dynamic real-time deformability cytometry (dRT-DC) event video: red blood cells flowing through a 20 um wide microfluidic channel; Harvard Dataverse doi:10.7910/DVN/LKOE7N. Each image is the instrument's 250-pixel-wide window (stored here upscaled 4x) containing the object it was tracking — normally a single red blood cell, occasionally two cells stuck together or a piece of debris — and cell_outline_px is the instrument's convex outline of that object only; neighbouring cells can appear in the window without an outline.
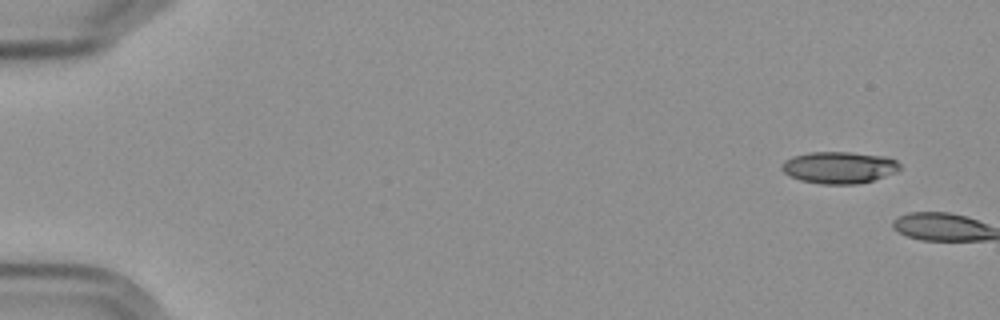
{"species": "Egyptian fruit bat (a non-hibernating species)", "species_latin": "Rousettus aegyptiacus", "temperature_condition": "cold", "stored_images_in_passage": 2, "camera_frame_rate_fps": 3000, "um_per_image_px": 0.085, "frame": {"image": 1, "passage_image": 1, "time_ms": 0.0, "image_size_px": [1000, 320], "cell_outline_px": [[900, 168], [896, 172], [872, 180], [856, 184], [820, 184], [800, 180], [784, 172], [780, 168], [780, 164], [784, 160], [792, 156], [812, 152], [852, 152], [888, 156], [896, 160], [900, 164]], "centroid_in_image_um": [71.32, 14.22], "position_along_channel_um": 13.7, "area_um2": 22.02}}